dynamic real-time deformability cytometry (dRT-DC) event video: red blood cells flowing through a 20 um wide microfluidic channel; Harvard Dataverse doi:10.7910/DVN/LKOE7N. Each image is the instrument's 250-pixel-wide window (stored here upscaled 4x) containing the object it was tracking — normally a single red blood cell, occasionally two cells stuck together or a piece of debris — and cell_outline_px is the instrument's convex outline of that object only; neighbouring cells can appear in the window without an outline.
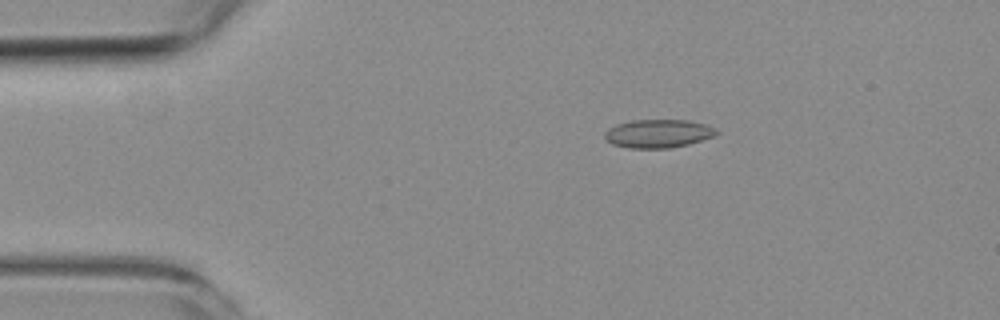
{"species": "common noctule bat (a hibernating species)", "species_latin": "Nyctalus noctula", "temperature_condition": "room temperature", "stored_images_in_passage": 7, "camera_frame_rate_fps": 3000, "um_per_image_px": 0.085, "animal": {"sex": "female", "body_mass_g": 19.3, "forearm_length_mm": 54.1}, "frame": {"image": 1, "passage_image": 2, "time_ms": 1.333, "image_size_px": [1000, 320], "cell_outline_px": [[720, 132], [712, 136], [688, 144], [668, 148], [628, 148], [612, 144], [604, 136], [604, 132], [608, 128], [616, 124], [632, 120], [688, 120], [704, 124], [716, 128]], "centroid_in_image_um": [55.92, 11.35], "position_along_channel_um": 29.1, "area_um2": 18.38}}
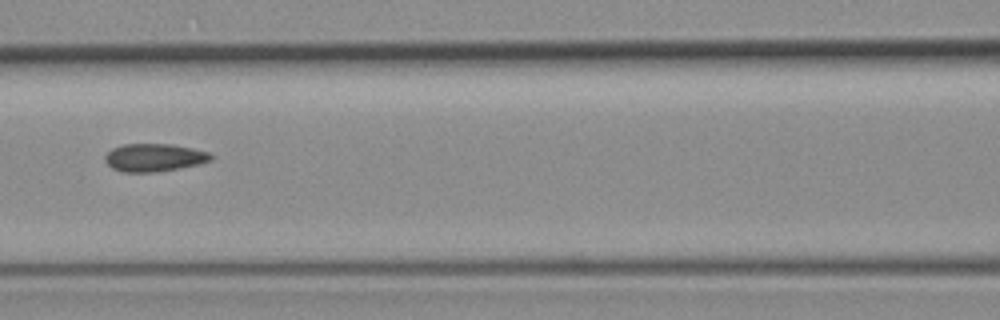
{"frame": {"image": 2, "passage_image": 6, "time_ms": 6.0, "image_size_px": [1000, 320], "cell_outline_px": [[212, 160], [180, 168], [156, 172], [124, 172], [112, 168], [104, 160], [104, 156], [112, 148], [124, 144], [172, 144], [192, 148], [208, 152], [212, 156]], "centroid_in_image_um": [13.08, 13.39], "position_along_channel_um": 153.5, "area_um2": 17.11}}
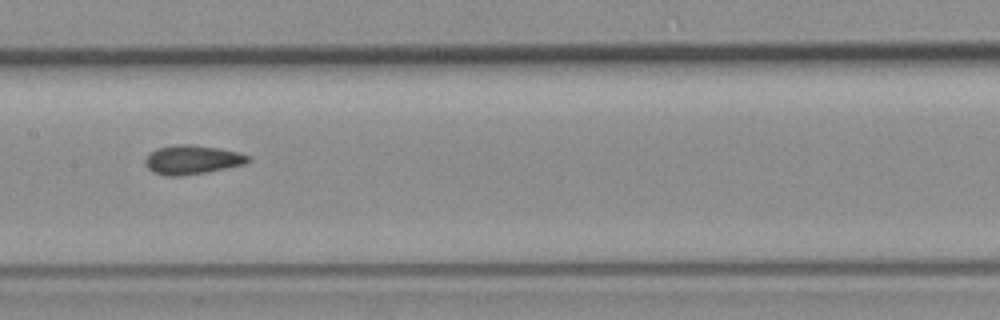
{"frame": {"image": 3, "passage_image": 7, "time_ms": 7.0, "image_size_px": [1000, 320], "cell_outline_px": [[252, 160], [244, 164], [208, 172], [180, 176], [164, 176], [152, 172], [144, 164], [144, 160], [156, 148], [180, 144], [188, 144], [220, 148], [236, 152], [248, 156]], "centroid_in_image_um": [16.31, 13.59], "position_along_channel_um": 191.1, "area_um2": 17.4}}